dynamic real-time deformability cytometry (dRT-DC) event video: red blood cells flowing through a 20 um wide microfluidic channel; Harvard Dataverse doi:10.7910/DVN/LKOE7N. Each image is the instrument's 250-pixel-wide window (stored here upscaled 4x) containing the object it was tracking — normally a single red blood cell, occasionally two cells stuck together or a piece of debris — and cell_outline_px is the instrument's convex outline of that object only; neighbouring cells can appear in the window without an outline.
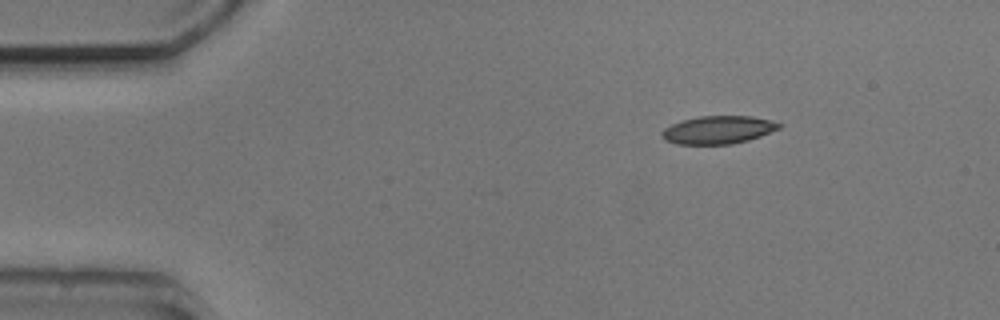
{"species": "common noctule bat (a hibernating species)", "species_latin": "Nyctalus noctula", "temperature_condition": "cold", "stored_images_in_passage": 3, "camera_frame_rate_fps": 3000, "um_per_image_px": 0.085, "animal": {"sex": "male", "body_mass_g": 20.5, "forearm_length_mm": 52.5}, "frame": {"image": 1, "passage_image": 1, "time_ms": 0.0, "image_size_px": [1000, 320], "cell_outline_px": [[784, 124], [780, 128], [760, 136], [748, 140], [732, 144], [676, 144], [664, 140], [660, 136], [660, 132], [664, 128], [672, 124], [684, 120], [700, 116], [752, 116]], "centroid_in_image_um": [61.02, 11.04], "position_along_channel_um": 24.0, "area_um2": 19.07}}